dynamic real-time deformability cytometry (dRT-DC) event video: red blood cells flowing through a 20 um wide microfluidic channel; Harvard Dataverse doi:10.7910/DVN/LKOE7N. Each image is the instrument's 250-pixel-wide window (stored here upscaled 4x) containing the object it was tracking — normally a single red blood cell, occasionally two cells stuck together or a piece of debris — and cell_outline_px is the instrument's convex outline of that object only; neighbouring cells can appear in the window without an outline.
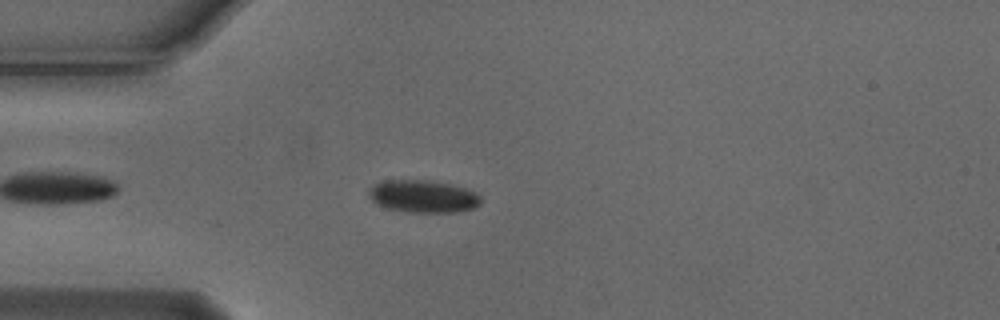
{"species": "Egyptian fruit bat (a non-hibernating species)", "species_latin": "Rousettus aegyptiacus", "temperature_condition": "cold", "stored_images_in_passage": 46, "camera_frame_rate_fps": 3000, "um_per_image_px": 0.085, "animal": {"sex": "male"}, "frame": {"image": 1, "passage_image": 6, "time_ms": 1.667, "image_size_px": [1000, 320], "cell_outline_px": [[480, 204], [472, 208], [456, 212], [408, 212], [384, 208], [376, 204], [368, 196], [368, 192], [376, 184], [384, 180], [428, 180], [448, 184], [464, 188], [476, 192], [480, 196]], "centroid_in_image_um": [35.94, 16.7], "position_along_channel_um": 49.1, "area_um2": 21.1}}
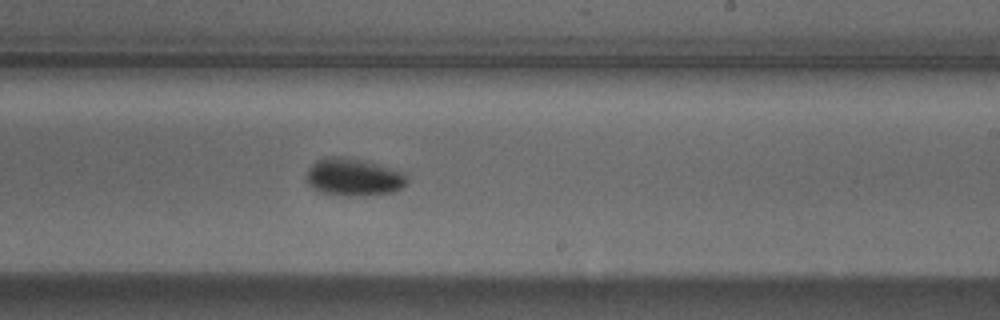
{"frame": {"image": 2, "passage_image": 24, "time_ms": 7.667, "image_size_px": [1000, 320], "cell_outline_px": [[408, 180], [400, 188], [392, 192], [364, 196], [344, 196], [324, 192], [312, 188], [308, 184], [308, 168], [316, 160], [324, 156], [340, 156], [376, 164], [404, 172], [408, 176]], "centroid_in_image_um": [30.04, 15.06], "position_along_channel_um": 259.0, "area_um2": 21.79}}
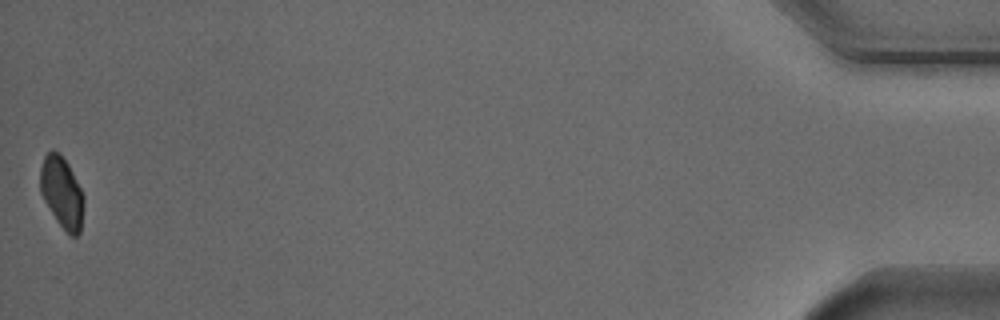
{"frame": {"image": 3, "passage_image": 46, "time_ms": 15.0, "image_size_px": [1000, 320], "cell_outline_px": [[84, 204], [80, 232], [76, 236], [72, 236], [56, 220], [44, 200], [40, 192], [40, 168], [44, 156], [52, 148], [68, 164], [84, 196]], "centroid_in_image_um": [5.25, 16.35], "position_along_channel_um": 430.0, "area_um2": 17.8}, "authors_computed_cell_mechanics": {"area_um2": 20.3745, "velocity_mm_per_s": 3.7077, "shape_relaxation_time_tau1_ms": 2.4679, "shape_relaxation_time_tau2_ms": null, "deformation_change_tau1": 0.0628, "deformation_change_tau2": null}}